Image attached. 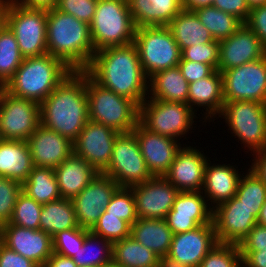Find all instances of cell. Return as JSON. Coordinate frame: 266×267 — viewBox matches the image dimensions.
<instances>
[{
	"mask_svg": "<svg viewBox=\"0 0 266 267\" xmlns=\"http://www.w3.org/2000/svg\"><path fill=\"white\" fill-rule=\"evenodd\" d=\"M97 2L98 0H58L55 8L90 24L96 11Z\"/></svg>",
	"mask_w": 266,
	"mask_h": 267,
	"instance_id": "cell-47",
	"label": "cell"
},
{
	"mask_svg": "<svg viewBox=\"0 0 266 267\" xmlns=\"http://www.w3.org/2000/svg\"><path fill=\"white\" fill-rule=\"evenodd\" d=\"M105 267H119V266H117V265L111 263V264H109L108 266H105Z\"/></svg>",
	"mask_w": 266,
	"mask_h": 267,
	"instance_id": "cell-64",
	"label": "cell"
},
{
	"mask_svg": "<svg viewBox=\"0 0 266 267\" xmlns=\"http://www.w3.org/2000/svg\"><path fill=\"white\" fill-rule=\"evenodd\" d=\"M85 72L100 86L133 100L138 106L148 97L149 79L134 43L96 51Z\"/></svg>",
	"mask_w": 266,
	"mask_h": 267,
	"instance_id": "cell-1",
	"label": "cell"
},
{
	"mask_svg": "<svg viewBox=\"0 0 266 267\" xmlns=\"http://www.w3.org/2000/svg\"><path fill=\"white\" fill-rule=\"evenodd\" d=\"M27 142L35 167L55 169L73 153L70 139L41 124Z\"/></svg>",
	"mask_w": 266,
	"mask_h": 267,
	"instance_id": "cell-24",
	"label": "cell"
},
{
	"mask_svg": "<svg viewBox=\"0 0 266 267\" xmlns=\"http://www.w3.org/2000/svg\"><path fill=\"white\" fill-rule=\"evenodd\" d=\"M257 224L266 226V200L260 209L259 216L257 217Z\"/></svg>",
	"mask_w": 266,
	"mask_h": 267,
	"instance_id": "cell-60",
	"label": "cell"
},
{
	"mask_svg": "<svg viewBox=\"0 0 266 267\" xmlns=\"http://www.w3.org/2000/svg\"><path fill=\"white\" fill-rule=\"evenodd\" d=\"M199 267H243L238 245L217 243L202 259Z\"/></svg>",
	"mask_w": 266,
	"mask_h": 267,
	"instance_id": "cell-41",
	"label": "cell"
},
{
	"mask_svg": "<svg viewBox=\"0 0 266 267\" xmlns=\"http://www.w3.org/2000/svg\"><path fill=\"white\" fill-rule=\"evenodd\" d=\"M118 188L111 177L99 173L72 199L79 227L91 230Z\"/></svg>",
	"mask_w": 266,
	"mask_h": 267,
	"instance_id": "cell-17",
	"label": "cell"
},
{
	"mask_svg": "<svg viewBox=\"0 0 266 267\" xmlns=\"http://www.w3.org/2000/svg\"><path fill=\"white\" fill-rule=\"evenodd\" d=\"M90 26L94 51L133 43L136 26L128 0H98Z\"/></svg>",
	"mask_w": 266,
	"mask_h": 267,
	"instance_id": "cell-6",
	"label": "cell"
},
{
	"mask_svg": "<svg viewBox=\"0 0 266 267\" xmlns=\"http://www.w3.org/2000/svg\"><path fill=\"white\" fill-rule=\"evenodd\" d=\"M70 72L60 59L48 53L28 57L3 88L13 96L41 104Z\"/></svg>",
	"mask_w": 266,
	"mask_h": 267,
	"instance_id": "cell-4",
	"label": "cell"
},
{
	"mask_svg": "<svg viewBox=\"0 0 266 267\" xmlns=\"http://www.w3.org/2000/svg\"><path fill=\"white\" fill-rule=\"evenodd\" d=\"M104 211L132 225L138 219L132 188L119 187Z\"/></svg>",
	"mask_w": 266,
	"mask_h": 267,
	"instance_id": "cell-42",
	"label": "cell"
},
{
	"mask_svg": "<svg viewBox=\"0 0 266 267\" xmlns=\"http://www.w3.org/2000/svg\"><path fill=\"white\" fill-rule=\"evenodd\" d=\"M159 256L131 236L112 243V263L119 267H158Z\"/></svg>",
	"mask_w": 266,
	"mask_h": 267,
	"instance_id": "cell-33",
	"label": "cell"
},
{
	"mask_svg": "<svg viewBox=\"0 0 266 267\" xmlns=\"http://www.w3.org/2000/svg\"><path fill=\"white\" fill-rule=\"evenodd\" d=\"M100 245V246H99ZM77 266L105 267L112 263V243L91 231L72 257Z\"/></svg>",
	"mask_w": 266,
	"mask_h": 267,
	"instance_id": "cell-35",
	"label": "cell"
},
{
	"mask_svg": "<svg viewBox=\"0 0 266 267\" xmlns=\"http://www.w3.org/2000/svg\"><path fill=\"white\" fill-rule=\"evenodd\" d=\"M41 125L72 142L89 120L86 72L72 71L40 104Z\"/></svg>",
	"mask_w": 266,
	"mask_h": 267,
	"instance_id": "cell-2",
	"label": "cell"
},
{
	"mask_svg": "<svg viewBox=\"0 0 266 267\" xmlns=\"http://www.w3.org/2000/svg\"><path fill=\"white\" fill-rule=\"evenodd\" d=\"M194 12L204 27L209 30L214 40L218 41L230 37L243 24L235 16L214 6L198 8Z\"/></svg>",
	"mask_w": 266,
	"mask_h": 267,
	"instance_id": "cell-36",
	"label": "cell"
},
{
	"mask_svg": "<svg viewBox=\"0 0 266 267\" xmlns=\"http://www.w3.org/2000/svg\"><path fill=\"white\" fill-rule=\"evenodd\" d=\"M250 10L259 6L266 5V0H246Z\"/></svg>",
	"mask_w": 266,
	"mask_h": 267,
	"instance_id": "cell-61",
	"label": "cell"
},
{
	"mask_svg": "<svg viewBox=\"0 0 266 267\" xmlns=\"http://www.w3.org/2000/svg\"><path fill=\"white\" fill-rule=\"evenodd\" d=\"M139 143L147 169L152 176H164L175 159L181 145L178 140L153 133L140 122L132 131Z\"/></svg>",
	"mask_w": 266,
	"mask_h": 267,
	"instance_id": "cell-21",
	"label": "cell"
},
{
	"mask_svg": "<svg viewBox=\"0 0 266 267\" xmlns=\"http://www.w3.org/2000/svg\"><path fill=\"white\" fill-rule=\"evenodd\" d=\"M266 48V5L250 10L246 23Z\"/></svg>",
	"mask_w": 266,
	"mask_h": 267,
	"instance_id": "cell-51",
	"label": "cell"
},
{
	"mask_svg": "<svg viewBox=\"0 0 266 267\" xmlns=\"http://www.w3.org/2000/svg\"><path fill=\"white\" fill-rule=\"evenodd\" d=\"M194 114L189 104L181 102L146 99L139 106V122L146 129L176 140L192 130Z\"/></svg>",
	"mask_w": 266,
	"mask_h": 267,
	"instance_id": "cell-10",
	"label": "cell"
},
{
	"mask_svg": "<svg viewBox=\"0 0 266 267\" xmlns=\"http://www.w3.org/2000/svg\"><path fill=\"white\" fill-rule=\"evenodd\" d=\"M178 67L188 83L208 77L214 71L208 64L187 60H180Z\"/></svg>",
	"mask_w": 266,
	"mask_h": 267,
	"instance_id": "cell-49",
	"label": "cell"
},
{
	"mask_svg": "<svg viewBox=\"0 0 266 267\" xmlns=\"http://www.w3.org/2000/svg\"><path fill=\"white\" fill-rule=\"evenodd\" d=\"M0 241L38 266L45 265L53 253L52 237L41 229L7 223L0 227Z\"/></svg>",
	"mask_w": 266,
	"mask_h": 267,
	"instance_id": "cell-19",
	"label": "cell"
},
{
	"mask_svg": "<svg viewBox=\"0 0 266 267\" xmlns=\"http://www.w3.org/2000/svg\"><path fill=\"white\" fill-rule=\"evenodd\" d=\"M1 109H2V103H1V99H0V116H1Z\"/></svg>",
	"mask_w": 266,
	"mask_h": 267,
	"instance_id": "cell-65",
	"label": "cell"
},
{
	"mask_svg": "<svg viewBox=\"0 0 266 267\" xmlns=\"http://www.w3.org/2000/svg\"><path fill=\"white\" fill-rule=\"evenodd\" d=\"M181 60L200 62L210 65L217 70L219 64V41L214 40L206 44H192L181 51Z\"/></svg>",
	"mask_w": 266,
	"mask_h": 267,
	"instance_id": "cell-46",
	"label": "cell"
},
{
	"mask_svg": "<svg viewBox=\"0 0 266 267\" xmlns=\"http://www.w3.org/2000/svg\"><path fill=\"white\" fill-rule=\"evenodd\" d=\"M158 267H188L168 255L159 257Z\"/></svg>",
	"mask_w": 266,
	"mask_h": 267,
	"instance_id": "cell-59",
	"label": "cell"
},
{
	"mask_svg": "<svg viewBox=\"0 0 266 267\" xmlns=\"http://www.w3.org/2000/svg\"><path fill=\"white\" fill-rule=\"evenodd\" d=\"M266 48L260 39L243 23L230 37L219 41V64L217 70L241 66L263 58Z\"/></svg>",
	"mask_w": 266,
	"mask_h": 267,
	"instance_id": "cell-20",
	"label": "cell"
},
{
	"mask_svg": "<svg viewBox=\"0 0 266 267\" xmlns=\"http://www.w3.org/2000/svg\"><path fill=\"white\" fill-rule=\"evenodd\" d=\"M130 236L161 257L168 255L173 233L166 219L138 218L131 225Z\"/></svg>",
	"mask_w": 266,
	"mask_h": 267,
	"instance_id": "cell-29",
	"label": "cell"
},
{
	"mask_svg": "<svg viewBox=\"0 0 266 267\" xmlns=\"http://www.w3.org/2000/svg\"><path fill=\"white\" fill-rule=\"evenodd\" d=\"M89 232L88 229L77 227L56 233L52 237L53 252L72 258L83 246Z\"/></svg>",
	"mask_w": 266,
	"mask_h": 267,
	"instance_id": "cell-43",
	"label": "cell"
},
{
	"mask_svg": "<svg viewBox=\"0 0 266 267\" xmlns=\"http://www.w3.org/2000/svg\"><path fill=\"white\" fill-rule=\"evenodd\" d=\"M47 51L72 71H85L94 56L90 26L56 8L47 10Z\"/></svg>",
	"mask_w": 266,
	"mask_h": 267,
	"instance_id": "cell-3",
	"label": "cell"
},
{
	"mask_svg": "<svg viewBox=\"0 0 266 267\" xmlns=\"http://www.w3.org/2000/svg\"><path fill=\"white\" fill-rule=\"evenodd\" d=\"M238 247L240 251L266 250V226L255 224Z\"/></svg>",
	"mask_w": 266,
	"mask_h": 267,
	"instance_id": "cell-48",
	"label": "cell"
},
{
	"mask_svg": "<svg viewBox=\"0 0 266 267\" xmlns=\"http://www.w3.org/2000/svg\"><path fill=\"white\" fill-rule=\"evenodd\" d=\"M16 3L36 9L50 10L56 7L58 0H14Z\"/></svg>",
	"mask_w": 266,
	"mask_h": 267,
	"instance_id": "cell-56",
	"label": "cell"
},
{
	"mask_svg": "<svg viewBox=\"0 0 266 267\" xmlns=\"http://www.w3.org/2000/svg\"><path fill=\"white\" fill-rule=\"evenodd\" d=\"M40 229L53 237L63 230L79 227L72 200L60 198L43 204Z\"/></svg>",
	"mask_w": 266,
	"mask_h": 267,
	"instance_id": "cell-32",
	"label": "cell"
},
{
	"mask_svg": "<svg viewBox=\"0 0 266 267\" xmlns=\"http://www.w3.org/2000/svg\"><path fill=\"white\" fill-rule=\"evenodd\" d=\"M61 198L74 199L100 172L72 153L55 169Z\"/></svg>",
	"mask_w": 266,
	"mask_h": 267,
	"instance_id": "cell-25",
	"label": "cell"
},
{
	"mask_svg": "<svg viewBox=\"0 0 266 267\" xmlns=\"http://www.w3.org/2000/svg\"><path fill=\"white\" fill-rule=\"evenodd\" d=\"M133 43L148 79L159 71L178 66L181 60L180 47L168 26L136 28Z\"/></svg>",
	"mask_w": 266,
	"mask_h": 267,
	"instance_id": "cell-8",
	"label": "cell"
},
{
	"mask_svg": "<svg viewBox=\"0 0 266 267\" xmlns=\"http://www.w3.org/2000/svg\"><path fill=\"white\" fill-rule=\"evenodd\" d=\"M38 267H48V266L45 264V265H41V266H38Z\"/></svg>",
	"mask_w": 266,
	"mask_h": 267,
	"instance_id": "cell-66",
	"label": "cell"
},
{
	"mask_svg": "<svg viewBox=\"0 0 266 267\" xmlns=\"http://www.w3.org/2000/svg\"><path fill=\"white\" fill-rule=\"evenodd\" d=\"M214 0H181L182 8L188 11H194L195 9L212 6Z\"/></svg>",
	"mask_w": 266,
	"mask_h": 267,
	"instance_id": "cell-58",
	"label": "cell"
},
{
	"mask_svg": "<svg viewBox=\"0 0 266 267\" xmlns=\"http://www.w3.org/2000/svg\"><path fill=\"white\" fill-rule=\"evenodd\" d=\"M22 192L42 205L61 198L55 171L52 168L34 166L28 178L22 183Z\"/></svg>",
	"mask_w": 266,
	"mask_h": 267,
	"instance_id": "cell-34",
	"label": "cell"
},
{
	"mask_svg": "<svg viewBox=\"0 0 266 267\" xmlns=\"http://www.w3.org/2000/svg\"><path fill=\"white\" fill-rule=\"evenodd\" d=\"M205 198L201 191H180L177 194L173 207L165 218L173 234L212 222L213 209Z\"/></svg>",
	"mask_w": 266,
	"mask_h": 267,
	"instance_id": "cell-18",
	"label": "cell"
},
{
	"mask_svg": "<svg viewBox=\"0 0 266 267\" xmlns=\"http://www.w3.org/2000/svg\"><path fill=\"white\" fill-rule=\"evenodd\" d=\"M243 267H266V250L240 251Z\"/></svg>",
	"mask_w": 266,
	"mask_h": 267,
	"instance_id": "cell-54",
	"label": "cell"
},
{
	"mask_svg": "<svg viewBox=\"0 0 266 267\" xmlns=\"http://www.w3.org/2000/svg\"><path fill=\"white\" fill-rule=\"evenodd\" d=\"M131 188L138 218L165 219L179 193L164 176H152Z\"/></svg>",
	"mask_w": 266,
	"mask_h": 267,
	"instance_id": "cell-16",
	"label": "cell"
},
{
	"mask_svg": "<svg viewBox=\"0 0 266 267\" xmlns=\"http://www.w3.org/2000/svg\"><path fill=\"white\" fill-rule=\"evenodd\" d=\"M101 173L111 177L119 187L127 188L141 184L152 177L133 132L117 135L111 160Z\"/></svg>",
	"mask_w": 266,
	"mask_h": 267,
	"instance_id": "cell-11",
	"label": "cell"
},
{
	"mask_svg": "<svg viewBox=\"0 0 266 267\" xmlns=\"http://www.w3.org/2000/svg\"><path fill=\"white\" fill-rule=\"evenodd\" d=\"M34 167L27 141L0 139V176L23 183Z\"/></svg>",
	"mask_w": 266,
	"mask_h": 267,
	"instance_id": "cell-28",
	"label": "cell"
},
{
	"mask_svg": "<svg viewBox=\"0 0 266 267\" xmlns=\"http://www.w3.org/2000/svg\"><path fill=\"white\" fill-rule=\"evenodd\" d=\"M150 0H128L131 17L137 28L148 26V6Z\"/></svg>",
	"mask_w": 266,
	"mask_h": 267,
	"instance_id": "cell-53",
	"label": "cell"
},
{
	"mask_svg": "<svg viewBox=\"0 0 266 267\" xmlns=\"http://www.w3.org/2000/svg\"><path fill=\"white\" fill-rule=\"evenodd\" d=\"M189 83L178 66L159 71L148 80L147 99L188 104ZM150 95V96H149ZM152 95V96H151Z\"/></svg>",
	"mask_w": 266,
	"mask_h": 267,
	"instance_id": "cell-30",
	"label": "cell"
},
{
	"mask_svg": "<svg viewBox=\"0 0 266 267\" xmlns=\"http://www.w3.org/2000/svg\"><path fill=\"white\" fill-rule=\"evenodd\" d=\"M5 25L3 17L0 18V29Z\"/></svg>",
	"mask_w": 266,
	"mask_h": 267,
	"instance_id": "cell-63",
	"label": "cell"
},
{
	"mask_svg": "<svg viewBox=\"0 0 266 267\" xmlns=\"http://www.w3.org/2000/svg\"><path fill=\"white\" fill-rule=\"evenodd\" d=\"M250 168L265 182L266 184V149L257 151Z\"/></svg>",
	"mask_w": 266,
	"mask_h": 267,
	"instance_id": "cell-55",
	"label": "cell"
},
{
	"mask_svg": "<svg viewBox=\"0 0 266 267\" xmlns=\"http://www.w3.org/2000/svg\"><path fill=\"white\" fill-rule=\"evenodd\" d=\"M90 231L113 243L129 237L131 225L118 218V216L109 215V213L103 211L99 220Z\"/></svg>",
	"mask_w": 266,
	"mask_h": 267,
	"instance_id": "cell-40",
	"label": "cell"
},
{
	"mask_svg": "<svg viewBox=\"0 0 266 267\" xmlns=\"http://www.w3.org/2000/svg\"><path fill=\"white\" fill-rule=\"evenodd\" d=\"M0 267H38V265L0 241Z\"/></svg>",
	"mask_w": 266,
	"mask_h": 267,
	"instance_id": "cell-52",
	"label": "cell"
},
{
	"mask_svg": "<svg viewBox=\"0 0 266 267\" xmlns=\"http://www.w3.org/2000/svg\"><path fill=\"white\" fill-rule=\"evenodd\" d=\"M210 164L211 161L208 160L201 192H204L207 202L211 200L210 205L213 209L236 195L241 174H239L235 166H230V164Z\"/></svg>",
	"mask_w": 266,
	"mask_h": 267,
	"instance_id": "cell-26",
	"label": "cell"
},
{
	"mask_svg": "<svg viewBox=\"0 0 266 267\" xmlns=\"http://www.w3.org/2000/svg\"><path fill=\"white\" fill-rule=\"evenodd\" d=\"M212 6L235 16L242 23H246L250 15V8L246 0H214Z\"/></svg>",
	"mask_w": 266,
	"mask_h": 267,
	"instance_id": "cell-50",
	"label": "cell"
},
{
	"mask_svg": "<svg viewBox=\"0 0 266 267\" xmlns=\"http://www.w3.org/2000/svg\"><path fill=\"white\" fill-rule=\"evenodd\" d=\"M201 151L181 147L164 177L180 191H202L204 171L208 162Z\"/></svg>",
	"mask_w": 266,
	"mask_h": 267,
	"instance_id": "cell-23",
	"label": "cell"
},
{
	"mask_svg": "<svg viewBox=\"0 0 266 267\" xmlns=\"http://www.w3.org/2000/svg\"><path fill=\"white\" fill-rule=\"evenodd\" d=\"M22 183L0 176V227L10 222Z\"/></svg>",
	"mask_w": 266,
	"mask_h": 267,
	"instance_id": "cell-44",
	"label": "cell"
},
{
	"mask_svg": "<svg viewBox=\"0 0 266 267\" xmlns=\"http://www.w3.org/2000/svg\"><path fill=\"white\" fill-rule=\"evenodd\" d=\"M218 243L239 245L257 219L235 196L215 206L212 213Z\"/></svg>",
	"mask_w": 266,
	"mask_h": 267,
	"instance_id": "cell-15",
	"label": "cell"
},
{
	"mask_svg": "<svg viewBox=\"0 0 266 267\" xmlns=\"http://www.w3.org/2000/svg\"><path fill=\"white\" fill-rule=\"evenodd\" d=\"M148 26H168L183 9L181 0H150Z\"/></svg>",
	"mask_w": 266,
	"mask_h": 267,
	"instance_id": "cell-45",
	"label": "cell"
},
{
	"mask_svg": "<svg viewBox=\"0 0 266 267\" xmlns=\"http://www.w3.org/2000/svg\"><path fill=\"white\" fill-rule=\"evenodd\" d=\"M5 24L14 33L24 58L42 56L47 51V10L27 8L9 0L3 14Z\"/></svg>",
	"mask_w": 266,
	"mask_h": 267,
	"instance_id": "cell-7",
	"label": "cell"
},
{
	"mask_svg": "<svg viewBox=\"0 0 266 267\" xmlns=\"http://www.w3.org/2000/svg\"><path fill=\"white\" fill-rule=\"evenodd\" d=\"M223 116L233 136L253 153L266 149V104L254 101L224 102Z\"/></svg>",
	"mask_w": 266,
	"mask_h": 267,
	"instance_id": "cell-9",
	"label": "cell"
},
{
	"mask_svg": "<svg viewBox=\"0 0 266 267\" xmlns=\"http://www.w3.org/2000/svg\"><path fill=\"white\" fill-rule=\"evenodd\" d=\"M23 60L15 35L5 24L0 29V87L13 77Z\"/></svg>",
	"mask_w": 266,
	"mask_h": 267,
	"instance_id": "cell-37",
	"label": "cell"
},
{
	"mask_svg": "<svg viewBox=\"0 0 266 267\" xmlns=\"http://www.w3.org/2000/svg\"><path fill=\"white\" fill-rule=\"evenodd\" d=\"M168 28L181 51L192 44H206L214 41L211 33L200 22L194 11L182 9L168 24Z\"/></svg>",
	"mask_w": 266,
	"mask_h": 267,
	"instance_id": "cell-31",
	"label": "cell"
},
{
	"mask_svg": "<svg viewBox=\"0 0 266 267\" xmlns=\"http://www.w3.org/2000/svg\"><path fill=\"white\" fill-rule=\"evenodd\" d=\"M0 99V139L28 141L41 124L40 104L13 96L3 87H0Z\"/></svg>",
	"mask_w": 266,
	"mask_h": 267,
	"instance_id": "cell-13",
	"label": "cell"
},
{
	"mask_svg": "<svg viewBox=\"0 0 266 267\" xmlns=\"http://www.w3.org/2000/svg\"><path fill=\"white\" fill-rule=\"evenodd\" d=\"M89 120L109 126L119 133L132 132L139 122V106L96 83L86 73Z\"/></svg>",
	"mask_w": 266,
	"mask_h": 267,
	"instance_id": "cell-5",
	"label": "cell"
},
{
	"mask_svg": "<svg viewBox=\"0 0 266 267\" xmlns=\"http://www.w3.org/2000/svg\"><path fill=\"white\" fill-rule=\"evenodd\" d=\"M217 243L212 221L193 230L173 234L168 256L188 267H199L202 259Z\"/></svg>",
	"mask_w": 266,
	"mask_h": 267,
	"instance_id": "cell-22",
	"label": "cell"
},
{
	"mask_svg": "<svg viewBox=\"0 0 266 267\" xmlns=\"http://www.w3.org/2000/svg\"><path fill=\"white\" fill-rule=\"evenodd\" d=\"M188 104L194 111H196L195 105L206 108L204 112L206 120L212 121V118L219 115L224 104L221 72L214 70L208 77L189 83Z\"/></svg>",
	"mask_w": 266,
	"mask_h": 267,
	"instance_id": "cell-27",
	"label": "cell"
},
{
	"mask_svg": "<svg viewBox=\"0 0 266 267\" xmlns=\"http://www.w3.org/2000/svg\"><path fill=\"white\" fill-rule=\"evenodd\" d=\"M43 205L37 203L24 192H21L16 200L14 212L10 224L29 229H40V214Z\"/></svg>",
	"mask_w": 266,
	"mask_h": 267,
	"instance_id": "cell-39",
	"label": "cell"
},
{
	"mask_svg": "<svg viewBox=\"0 0 266 267\" xmlns=\"http://www.w3.org/2000/svg\"><path fill=\"white\" fill-rule=\"evenodd\" d=\"M221 74L224 102L254 101L266 104V55Z\"/></svg>",
	"mask_w": 266,
	"mask_h": 267,
	"instance_id": "cell-12",
	"label": "cell"
},
{
	"mask_svg": "<svg viewBox=\"0 0 266 267\" xmlns=\"http://www.w3.org/2000/svg\"><path fill=\"white\" fill-rule=\"evenodd\" d=\"M235 197L251 211V214L257 219L260 209L266 200V184L251 169L247 174H242Z\"/></svg>",
	"mask_w": 266,
	"mask_h": 267,
	"instance_id": "cell-38",
	"label": "cell"
},
{
	"mask_svg": "<svg viewBox=\"0 0 266 267\" xmlns=\"http://www.w3.org/2000/svg\"><path fill=\"white\" fill-rule=\"evenodd\" d=\"M9 0H0V18L3 17L5 12L6 4Z\"/></svg>",
	"mask_w": 266,
	"mask_h": 267,
	"instance_id": "cell-62",
	"label": "cell"
},
{
	"mask_svg": "<svg viewBox=\"0 0 266 267\" xmlns=\"http://www.w3.org/2000/svg\"><path fill=\"white\" fill-rule=\"evenodd\" d=\"M119 132L109 126L88 120L73 141V153L86 160L100 173L108 166Z\"/></svg>",
	"mask_w": 266,
	"mask_h": 267,
	"instance_id": "cell-14",
	"label": "cell"
},
{
	"mask_svg": "<svg viewBox=\"0 0 266 267\" xmlns=\"http://www.w3.org/2000/svg\"><path fill=\"white\" fill-rule=\"evenodd\" d=\"M48 267H78L72 258L53 252L47 260Z\"/></svg>",
	"mask_w": 266,
	"mask_h": 267,
	"instance_id": "cell-57",
	"label": "cell"
}]
</instances>
